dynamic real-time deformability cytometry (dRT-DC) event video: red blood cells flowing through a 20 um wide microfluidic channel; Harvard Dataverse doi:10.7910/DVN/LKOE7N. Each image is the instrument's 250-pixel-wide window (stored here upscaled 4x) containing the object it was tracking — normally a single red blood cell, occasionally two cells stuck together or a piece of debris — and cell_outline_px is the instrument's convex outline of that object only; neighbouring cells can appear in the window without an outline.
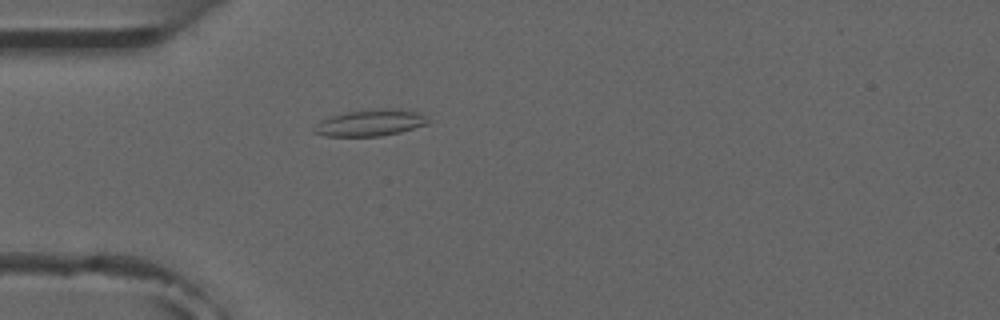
{"species": "common noctule bat (a hibernating species)", "species_latin": "Nyctalus noctula", "temperature_condition": "room temperature", "stored_images_in_passage": 1, "camera_frame_rate_fps": 3000, "um_per_image_px": 0.085, "animal": {"sex": "male", "forearm_length_mm": 52.5}, "frame": {"image": 1, "passage_image": 1, "time_ms": 0.0, "image_size_px": [1000, 320], "cell_outline_px": [[428, 124], [400, 132], [380, 136], [324, 136], [312, 132], [312, 128], [320, 120], [332, 116], [348, 112], [384, 108], [400, 108], [416, 112], [424, 116], [428, 120]], "centroid_in_image_um": [31.45, 10.44], "position_along_channel_um": 53.6, "area_um2": 17.51}}